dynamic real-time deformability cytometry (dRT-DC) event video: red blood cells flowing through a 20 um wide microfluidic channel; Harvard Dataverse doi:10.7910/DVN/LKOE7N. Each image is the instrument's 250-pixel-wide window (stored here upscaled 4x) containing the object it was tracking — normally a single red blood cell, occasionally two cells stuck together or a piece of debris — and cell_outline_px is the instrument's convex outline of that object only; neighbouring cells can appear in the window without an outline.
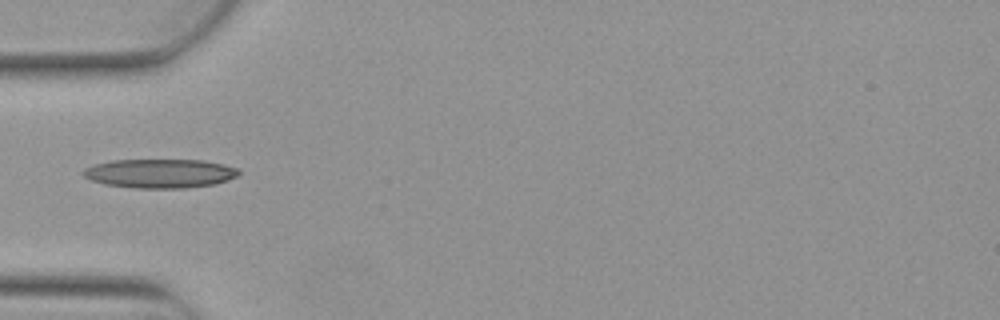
{"species": "Egyptian fruit bat (a non-hibernating species)", "species_latin": "Rousettus aegyptiacus", "temperature_condition": "warm", "stored_images_in_passage": 3, "camera_frame_rate_fps": 3000, "um_per_image_px": 0.085, "animal": {"sex": "female"}, "frame": {"image": 1, "passage_image": 3, "time_ms": 0.667, "image_size_px": [1000, 320], "cell_outline_px": [[240, 172], [236, 176], [228, 180], [216, 184], [184, 188], [136, 188], [104, 184], [92, 180], [84, 176], [80, 172], [84, 168], [92, 164], [112, 160], [204, 160], [224, 164], [236, 168]], "centroid_in_image_um": [13.57, 14.74], "position_along_channel_um": 71.4, "area_um2": 26.41}}